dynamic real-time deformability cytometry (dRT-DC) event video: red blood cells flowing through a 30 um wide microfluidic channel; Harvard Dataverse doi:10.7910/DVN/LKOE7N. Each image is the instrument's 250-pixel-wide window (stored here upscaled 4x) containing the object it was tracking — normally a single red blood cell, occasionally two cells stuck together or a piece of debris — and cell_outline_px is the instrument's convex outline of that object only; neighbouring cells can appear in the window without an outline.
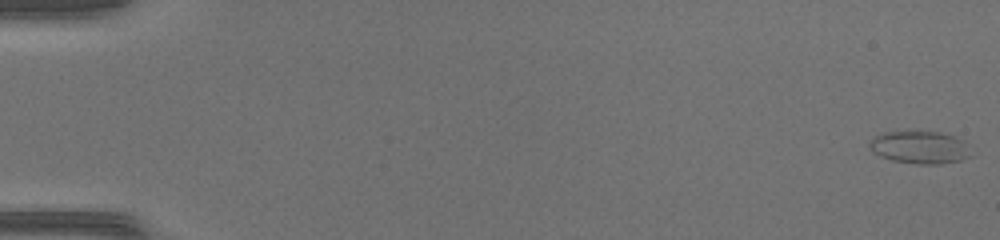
{"species": "common noctule bat (a hibernating species)", "species_latin": "Nyctalus noctula", "temperature_condition": "warm", "stored_images_in_passage": 41, "camera_frame_rate_fps": 3000, "um_per_image_px": 0.085, "animal": {"sex": "female", "body_mass_g": 17.0, "forearm_length_mm": 48.0}, "frame": {"image": 1, "passage_image": 1, "time_ms": 0.0, "image_size_px": [1000, 240], "cell_outline_px": [[972, 156], [960, 160], [940, 164], [916, 164], [892, 160], [880, 156], [872, 152], [868, 144], [872, 136], [884, 132], [940, 132], [956, 136], [964, 140]], "centroid_in_image_um": [78.17, 12.52], "position_along_channel_um": 6.8, "area_um2": 19.42}}
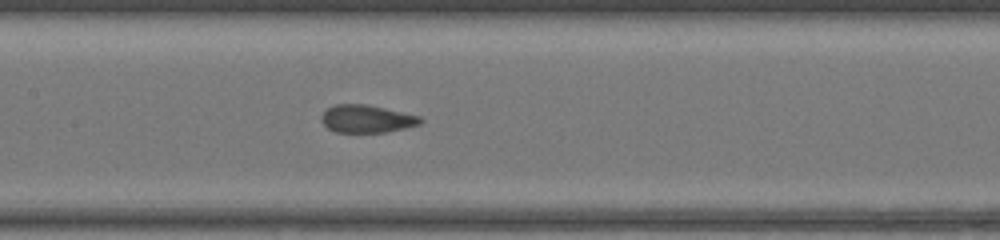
{"frame": {"image": 2, "passage_image": 26, "time_ms": 8.333, "image_size_px": [1000, 240], "cell_outline_px": [[424, 120], [420, 124], [404, 128], [384, 132], [336, 132], [328, 128], [320, 120], [320, 116], [328, 108], [336, 104], [368, 104], [420, 116]], "centroid_in_image_um": [31.17, 10.09], "position_along_channel_um": 176.2, "area_um2": 15.95}}
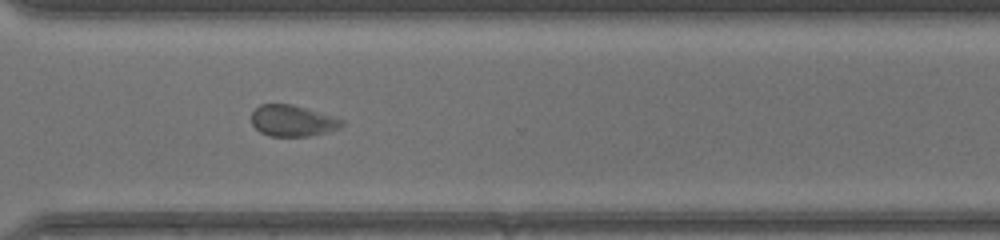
{"frame": {"image": 3, "passage_image": 38, "time_ms": 12.333, "image_size_px": [1000, 240], "cell_outline_px": [[344, 124], [340, 128], [308, 136], [268, 136], [260, 132], [252, 124], [252, 112], [260, 104], [292, 104], [344, 120]], "centroid_in_image_um": [24.84, 10.27], "position_along_channel_um": 345.8, "area_um2": 16.24}, "authors_computed_cell_mechanics": {"area_um2": 16.6464, "velocity_mm_per_s": 4.251, "shape_relaxation_time_tau1_ms": 5.0417, "shape_relaxation_time_tau2_ms": 0.9189, "deformation_change_tau1": 0.1422, "deformation_change_tau2": 0.0723}}